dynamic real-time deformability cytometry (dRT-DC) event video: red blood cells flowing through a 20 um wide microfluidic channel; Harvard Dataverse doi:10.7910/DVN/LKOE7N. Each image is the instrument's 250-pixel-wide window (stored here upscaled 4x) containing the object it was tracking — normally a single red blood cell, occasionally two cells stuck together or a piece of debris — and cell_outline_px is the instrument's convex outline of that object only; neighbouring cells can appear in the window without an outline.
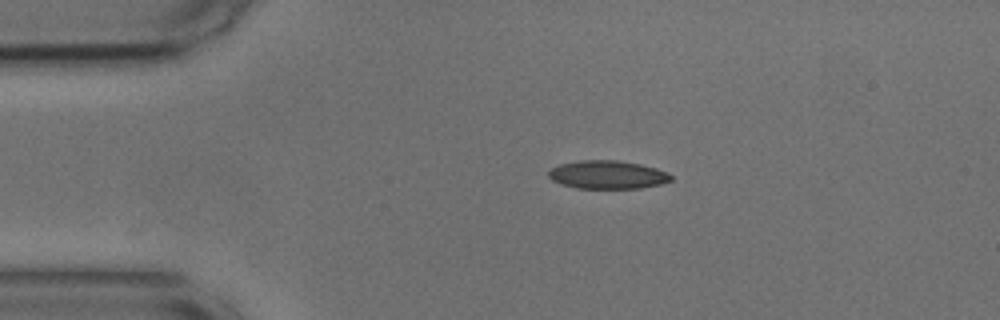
{"species": "common noctule bat (a hibernating species)", "species_latin": "Nyctalus noctula", "temperature_condition": "cold", "stored_images_in_passage": 27, "camera_frame_rate_fps": 3000, "um_per_image_px": 0.085, "animal": {"sex": "male", "body_mass_g": 17.9, "forearm_length_mm": 54.2}, "frame": {"image": 1, "passage_image": 1, "time_ms": 0.0, "image_size_px": [1000, 320], "cell_outline_px": [[672, 180], [660, 184], [640, 188], [576, 188], [560, 184], [552, 180], [548, 176], [548, 172], [552, 168], [560, 164], [580, 160], [616, 160], [640, 164], [656, 168], [672, 176]], "centroid_in_image_um": [51.61, 14.85], "position_along_channel_um": 33.4, "area_um2": 20.06}}